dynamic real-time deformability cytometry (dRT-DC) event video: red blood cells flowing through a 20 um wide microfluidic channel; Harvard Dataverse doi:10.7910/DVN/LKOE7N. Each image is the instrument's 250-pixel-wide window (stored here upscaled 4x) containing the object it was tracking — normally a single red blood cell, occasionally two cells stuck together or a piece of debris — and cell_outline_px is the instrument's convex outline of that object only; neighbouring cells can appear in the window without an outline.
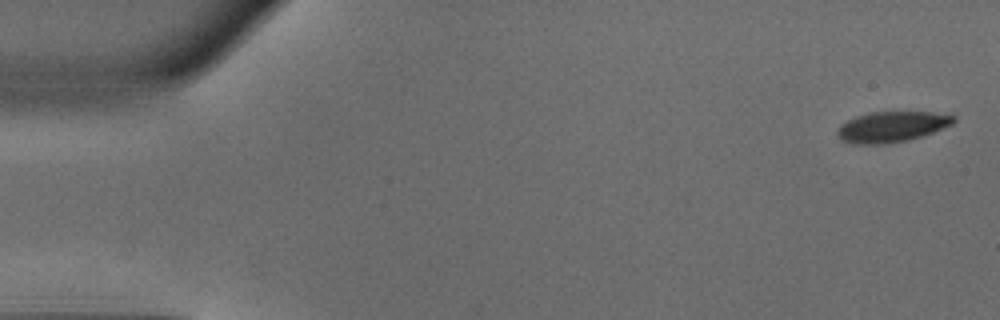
{"species": "common noctule bat (a hibernating species)", "species_latin": "Nyctalus noctula", "temperature_condition": "warm", "stored_images_in_passage": 50, "camera_frame_rate_fps": 3000, "um_per_image_px": 0.085, "animal": {"sex": "male", "body_mass_g": 18.8}, "frame": {"image": 1, "passage_image": 2, "time_ms": 0.333, "image_size_px": [1000, 320], "cell_outline_px": [[956, 120], [952, 124], [932, 132], [908, 140], [884, 144], [852, 144], [840, 140], [836, 132], [840, 124], [856, 116], [868, 112], [952, 112], [956, 116]], "centroid_in_image_um": [75.82, 10.76], "position_along_channel_um": 9.2, "area_um2": 21.04}}
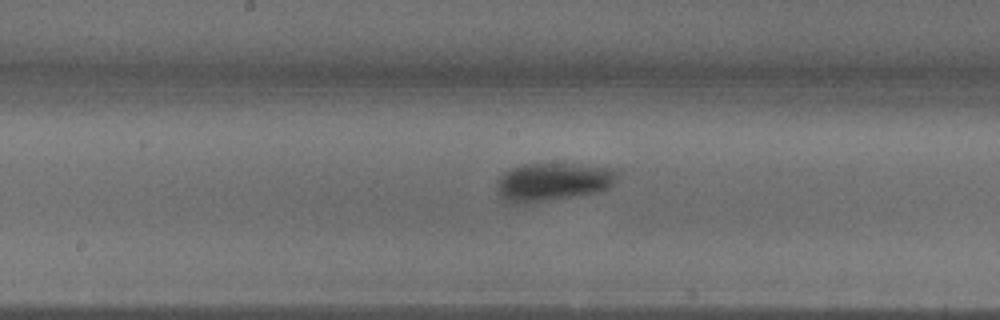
{"frame": {"image": 2, "passage_image": 26, "time_ms": 8.333, "image_size_px": [1000, 320], "cell_outline_px": [[620, 172], [612, 184], [608, 188], [596, 192], [520, 204], [504, 200], [496, 192], [496, 180], [504, 172], [512, 168], [524, 164], [572, 164], [612, 168]], "centroid_in_image_um": [46.95, 15.45], "position_along_channel_um": 201.3, "area_um2": 26.47}}
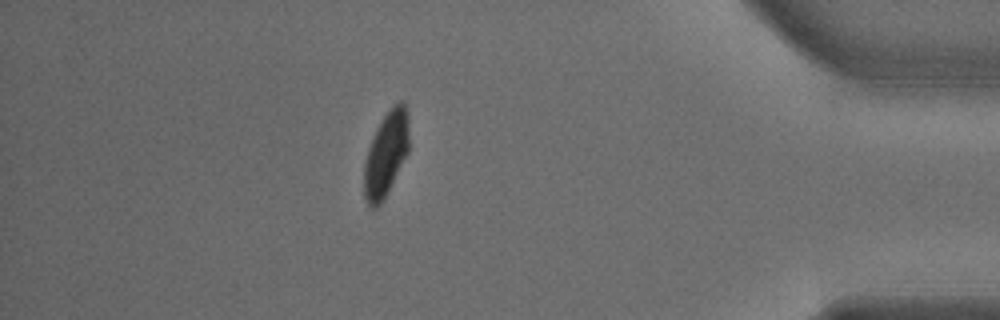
{"frame": {"image": 3, "passage_image": 44, "time_ms": 14.333, "image_size_px": [1000, 320], "cell_outline_px": [[408, 152], [384, 200], [376, 208], [368, 208], [364, 196], [364, 164], [368, 148], [376, 128], [392, 104], [400, 100], [404, 100], [408, 112]], "centroid_in_image_um": [32.81, 13.09], "position_along_channel_um": 402.4, "area_um2": 22.43}, "authors_computed_cell_mechanics": {"area_um2": 24.0448, "velocity_mm_per_s": 4.0507, "shape_relaxation_time_tau1_ms": 1.9679, "shape_relaxation_time_tau2_ms": null, "deformation_change_tau1": 0.1416, "deformation_change_tau2": null}}